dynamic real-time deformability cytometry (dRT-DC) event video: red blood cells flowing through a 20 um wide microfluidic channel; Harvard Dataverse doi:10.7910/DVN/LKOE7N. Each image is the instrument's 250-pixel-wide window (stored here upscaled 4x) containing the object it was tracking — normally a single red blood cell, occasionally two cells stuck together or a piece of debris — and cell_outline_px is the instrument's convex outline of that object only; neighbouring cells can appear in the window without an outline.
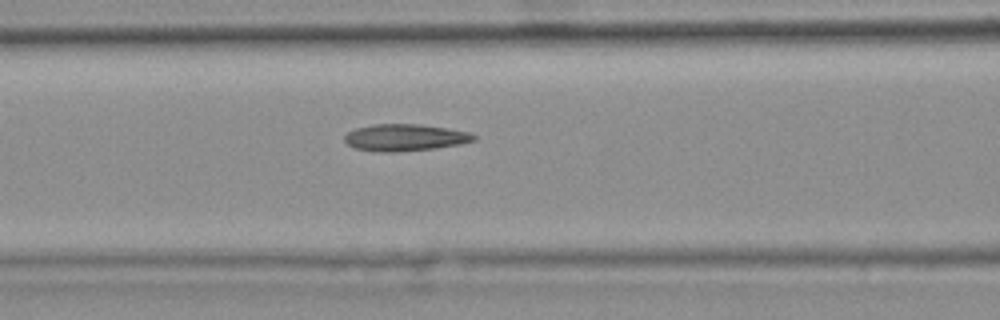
{"species": "common noctule bat (a hibernating species)", "species_latin": "Nyctalus noctula", "temperature_condition": "warm", "stored_images_in_passage": 49, "camera_frame_rate_fps": 3000, "um_per_image_px": 0.085, "animal": {"sex": "female", "body_mass_g": 25.1}, "frame": {"image": 1, "passage_image": 22, "time_ms": 7.0, "image_size_px": [1000, 320], "cell_outline_px": [[476, 140], [460, 144], [432, 148], [392, 152], [376, 152], [356, 148], [348, 144], [344, 140], [344, 136], [348, 132], [356, 128], [372, 124], [420, 124], [468, 132], [476, 136]], "centroid_in_image_um": [34.38, 11.68], "position_along_channel_um": 132.2, "area_um2": 20.0}, "authors_computed_cell_mechanics": {"area_um2": 19.941, "velocity_mm_per_s": 3.7713, "shape_relaxation_time_tau1_ms": null, "shape_relaxation_time_tau2_ms": 4.2833, "deformation_change_tau1": null, "deformation_change_tau2": 0.1349}}